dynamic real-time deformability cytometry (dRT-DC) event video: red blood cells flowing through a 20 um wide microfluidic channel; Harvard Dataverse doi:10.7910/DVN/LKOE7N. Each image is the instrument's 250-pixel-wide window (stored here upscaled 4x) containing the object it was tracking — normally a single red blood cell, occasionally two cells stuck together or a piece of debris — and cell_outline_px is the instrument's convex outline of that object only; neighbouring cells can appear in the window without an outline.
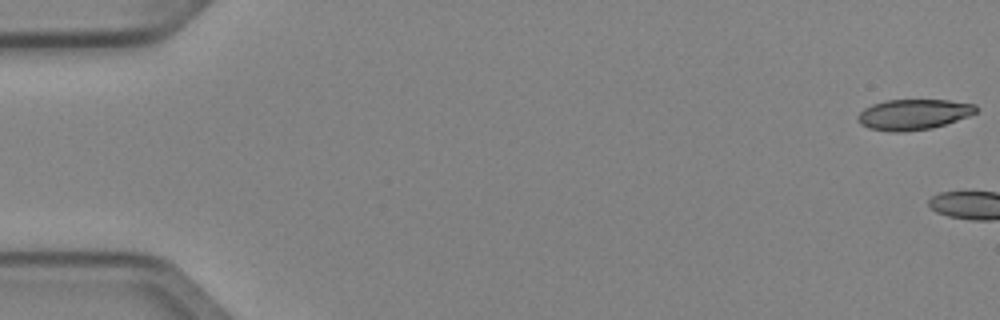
{"species": "Egyptian fruit bat (a non-hibernating species)", "species_latin": "Rousettus aegyptiacus", "temperature_condition": "cold", "stored_images_in_passage": 3, "camera_frame_rate_fps": 3000, "um_per_image_px": 0.085, "animal": {"sex": "female"}, "frame": {"image": 1, "passage_image": 1, "time_ms": 0.0, "image_size_px": [1000, 320], "cell_outline_px": [[976, 112], [968, 116], [932, 128], [904, 132], [892, 132], [868, 128], [860, 124], [856, 120], [856, 116], [864, 108], [872, 104], [884, 100], [948, 100], [976, 104]], "centroid_in_image_um": [77.59, 9.73], "position_along_channel_um": 7.4, "area_um2": 21.1}}